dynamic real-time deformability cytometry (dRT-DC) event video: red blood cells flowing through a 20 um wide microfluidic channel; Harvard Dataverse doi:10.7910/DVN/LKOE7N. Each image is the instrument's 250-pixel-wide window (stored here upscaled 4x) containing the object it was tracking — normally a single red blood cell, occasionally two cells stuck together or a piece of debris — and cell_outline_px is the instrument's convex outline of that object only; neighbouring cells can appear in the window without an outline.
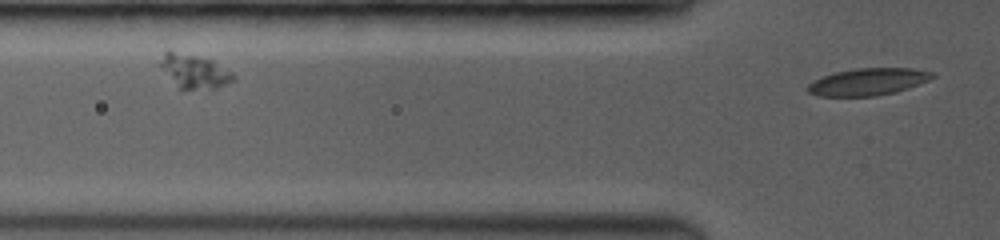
{"species": "common noctule bat (a hibernating species)", "species_latin": "Nyctalus noctula", "temperature_condition": "room temperature", "stored_images_in_passage": 11, "segment_of_instrument_passage": [2, 2], "camera_frame_rate_fps": 3500, "um_per_image_px": 0.085, "animal": {"sex": "female", "body_mass_g": 19.0, "forearm_length_mm": 53.3}, "frame": {"image": 1, "passage_image": 11, "time_ms": 2.857, "image_size_px": [1000, 240], "cell_outline_px": [[936, 76], [928, 80], [908, 88], [896, 92], [876, 96], [820, 96], [808, 92], [808, 84], [824, 76], [836, 72], [856, 68], [912, 68], [932, 72]], "centroid_in_image_um": [73.81, 6.95], "position_along_channel_um": 52.0, "area_um2": 19.48}}